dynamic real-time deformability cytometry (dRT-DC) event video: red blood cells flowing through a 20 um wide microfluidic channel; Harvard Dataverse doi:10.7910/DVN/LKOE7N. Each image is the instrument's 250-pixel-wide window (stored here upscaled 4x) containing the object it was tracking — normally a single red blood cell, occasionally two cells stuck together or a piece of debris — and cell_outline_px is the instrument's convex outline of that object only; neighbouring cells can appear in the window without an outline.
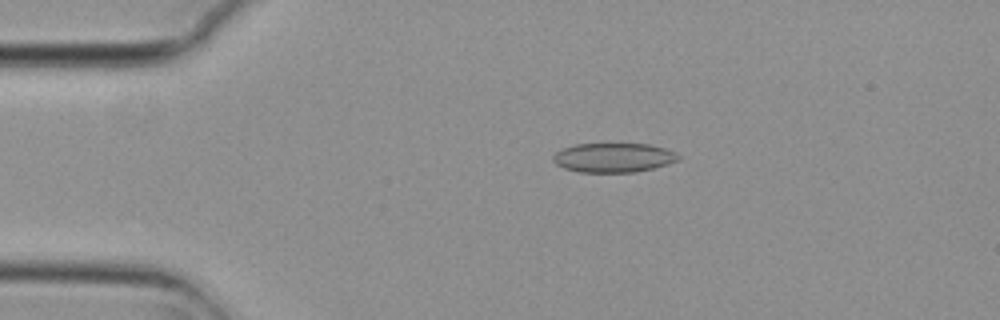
{"species": "common noctule bat (a hibernating species)", "species_latin": "Nyctalus noctula", "temperature_condition": "cold", "stored_images_in_passage": 4, "camera_frame_rate_fps": 3000, "um_per_image_px": 0.085, "animal": {"sex": "female", "body_mass_g": 29.2, "forearm_length_mm": 56.3}, "frame": {"image": 1, "passage_image": 3, "time_ms": 0.667, "image_size_px": [1000, 320], "cell_outline_px": [[680, 160], [668, 164], [636, 172], [580, 172], [564, 168], [556, 164], [552, 160], [552, 156], [556, 152], [564, 148], [576, 144], [648, 144], [664, 148], [676, 152], [680, 156]], "centroid_in_image_um": [52.16, 13.4], "position_along_channel_um": 32.8, "area_um2": 21.39}}